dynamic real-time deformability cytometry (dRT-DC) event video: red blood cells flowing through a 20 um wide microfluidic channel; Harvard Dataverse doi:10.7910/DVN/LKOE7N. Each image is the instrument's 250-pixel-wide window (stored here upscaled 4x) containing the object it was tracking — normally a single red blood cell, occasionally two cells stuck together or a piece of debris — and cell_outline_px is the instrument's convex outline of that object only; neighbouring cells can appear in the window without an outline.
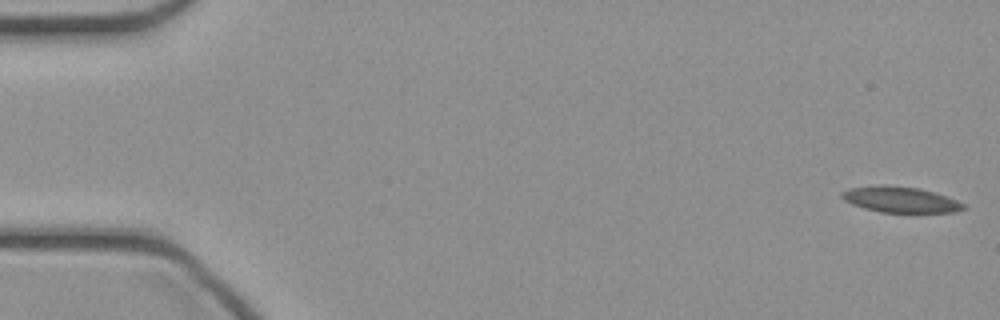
{"species": "common noctule bat (a hibernating species)", "species_latin": "Nyctalus noctula", "temperature_condition": "cold", "stored_images_in_passage": 47, "camera_frame_rate_fps": 3000, "um_per_image_px": 0.085, "animal": {"sex": "female", "body_mass_g": 21.9}, "frame": {"image": 1, "passage_image": 1, "time_ms": 0.0, "image_size_px": [1000, 320], "cell_outline_px": [[968, 208], [956, 212], [880, 212], [864, 208], [852, 204], [844, 200], [840, 196], [840, 192], [848, 188], [884, 184], [920, 188], [956, 200], [964, 204]], "centroid_in_image_um": [76.49, 16.96], "position_along_channel_um": 8.5, "area_um2": 18.32}}
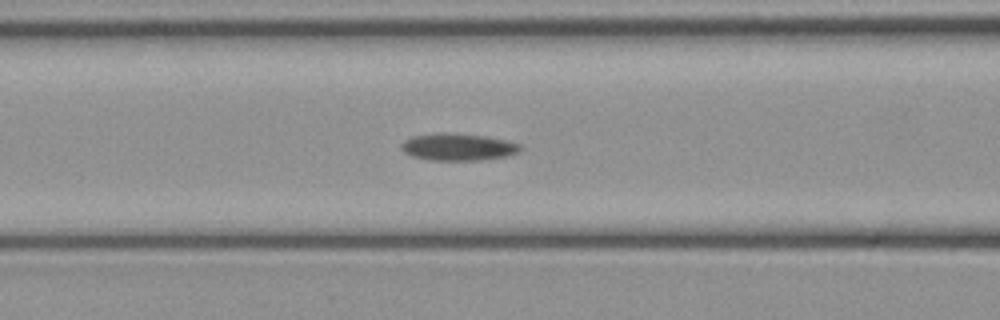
{"frame": {"image": 2, "passage_image": 19, "time_ms": 6.0, "image_size_px": [1000, 320], "cell_outline_px": [[524, 148], [520, 152], [508, 156], [480, 160], [428, 160], [412, 156], [404, 152], [400, 148], [400, 144], [404, 140], [412, 136], [436, 132], [456, 132], [488, 136], [508, 140], [520, 144]], "centroid_in_image_um": [38.96, 12.47], "position_along_channel_um": 127.6, "area_um2": 19.42}}
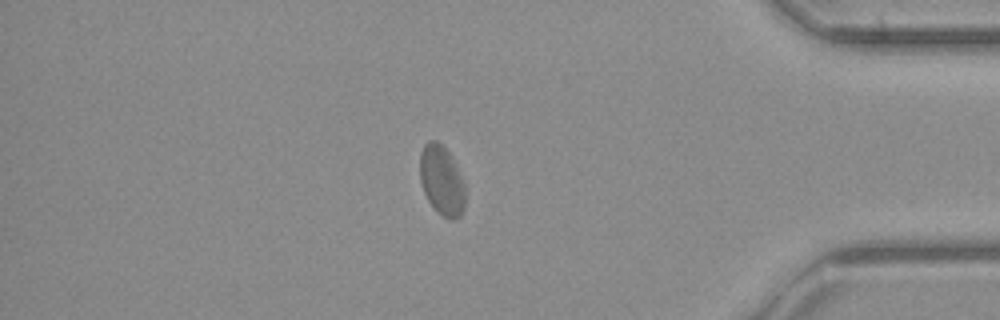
{"frame": {"image": 3, "passage_image": 40, "time_ms": 13.0, "image_size_px": [1000, 320], "cell_outline_px": [[464, 208], [460, 216], [456, 220], [452, 220], [436, 212], [428, 200], [424, 192], [420, 180], [420, 152], [424, 144], [428, 140], [436, 140], [448, 152], [464, 180]], "centroid_in_image_um": [37.53, 15.35], "position_along_channel_um": 397.7, "area_um2": 18.38}}